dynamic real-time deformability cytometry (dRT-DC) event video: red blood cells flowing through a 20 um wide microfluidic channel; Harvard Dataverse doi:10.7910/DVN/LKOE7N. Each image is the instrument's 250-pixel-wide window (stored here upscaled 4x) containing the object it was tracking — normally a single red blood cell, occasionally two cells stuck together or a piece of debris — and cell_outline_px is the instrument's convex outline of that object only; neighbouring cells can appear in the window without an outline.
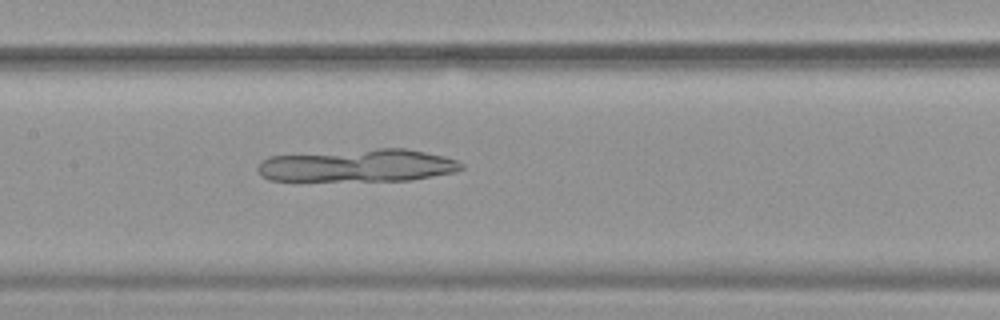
{"species": "common noctule bat (a hibernating species)", "species_latin": "Nyctalus noctula", "temperature_condition": "warm", "stored_images_in_passage": 52, "camera_frame_rate_fps": 3000, "um_per_image_px": 0.085, "animal": {"sex": "female", "body_mass_g": 19.9}, "frame": {"image": 1, "passage_image": 26, "time_ms": 8.333, "image_size_px": [1000, 320], "cell_outline_px": [[464, 168], [456, 172], [412, 180], [268, 180], [256, 168], [256, 164], [260, 160], [268, 156], [376, 148], [404, 148], [444, 156], [456, 160], [464, 164]], "centroid_in_image_um": [30.43, 14.06], "position_along_channel_um": 177.0, "area_um2": 38.78}}
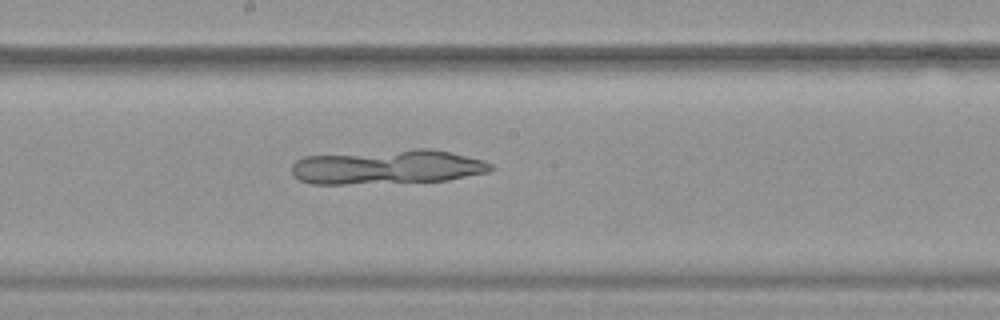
{"frame": {"image": 2, "passage_image": 29, "time_ms": 9.333, "image_size_px": [1000, 320], "cell_outline_px": [[492, 168], [488, 172], [448, 180], [344, 184], [312, 184], [300, 180], [292, 172], [292, 164], [296, 160], [304, 156], [416, 148], [432, 148], [452, 152], [484, 160], [492, 164]], "centroid_in_image_um": [32.94, 14.17], "position_along_channel_um": 215.3, "area_um2": 40.0}}
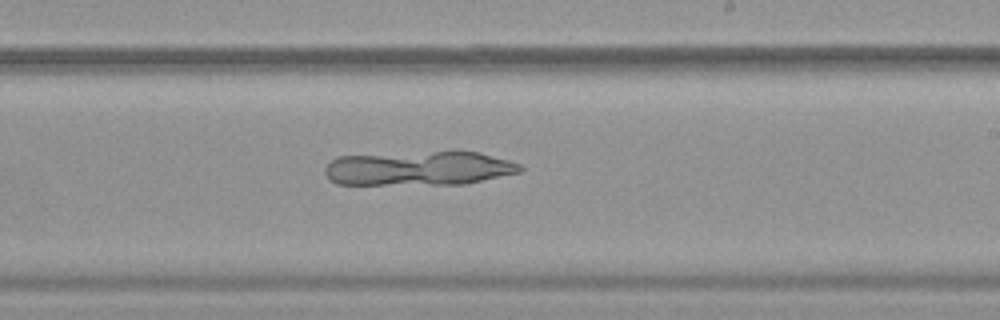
{"frame": {"image": 3, "passage_image": 32, "time_ms": 10.333, "image_size_px": [1000, 320], "cell_outline_px": [[524, 168], [520, 172], [464, 184], [336, 184], [324, 172], [324, 168], [336, 156], [452, 148], [456, 148], [480, 152], [508, 160], [520, 164]], "centroid_in_image_um": [35.64, 14.25], "position_along_channel_um": 253.4, "area_um2": 40.4}}